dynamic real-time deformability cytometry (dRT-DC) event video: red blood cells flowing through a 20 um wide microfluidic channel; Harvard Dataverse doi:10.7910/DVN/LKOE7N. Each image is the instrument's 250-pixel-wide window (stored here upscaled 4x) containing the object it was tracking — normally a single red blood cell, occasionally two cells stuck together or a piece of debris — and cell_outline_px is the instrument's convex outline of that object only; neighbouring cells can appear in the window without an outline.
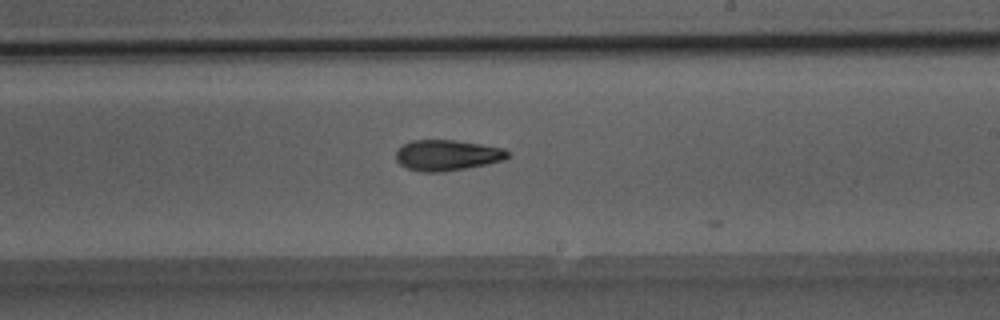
{"species": "Egyptian fruit bat (a non-hibernating species)", "species_latin": "Rousettus aegyptiacus", "temperature_condition": "room temperature", "stored_images_in_passage": 25, "camera_frame_rate_fps": 3000, "um_per_image_px": 0.085, "animal": {"sex": "male"}, "frame": {"image": 1, "passage_image": 21, "time_ms": 6.667, "image_size_px": [1000, 320], "cell_outline_px": [[512, 156], [504, 160], [444, 172], [424, 172], [408, 168], [400, 164], [396, 160], [396, 152], [404, 144], [412, 140], [456, 140], [504, 148]], "centroid_in_image_um": [38.02, 13.19], "position_along_channel_um": 251.0, "area_um2": 19.88}}